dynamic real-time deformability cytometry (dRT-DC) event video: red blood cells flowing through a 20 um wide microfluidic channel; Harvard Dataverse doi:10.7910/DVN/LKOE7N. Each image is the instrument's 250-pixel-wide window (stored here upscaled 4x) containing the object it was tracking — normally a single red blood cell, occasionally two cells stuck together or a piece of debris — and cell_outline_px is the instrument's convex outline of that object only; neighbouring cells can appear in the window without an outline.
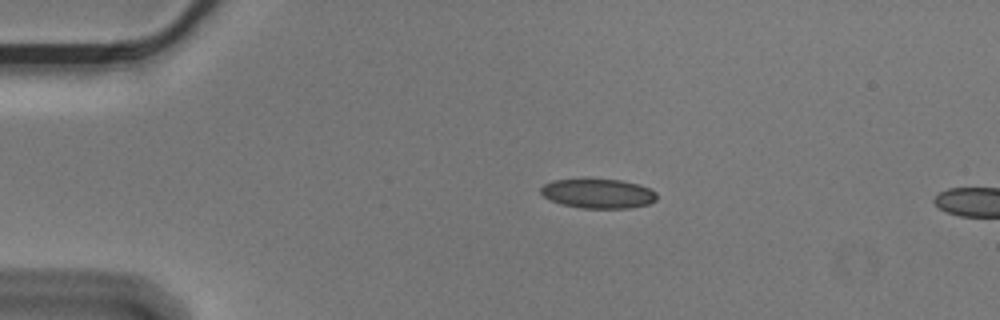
{"species": "Egyptian fruit bat (a non-hibernating species)", "species_latin": "Rousettus aegyptiacus", "temperature_condition": "cold", "stored_images_in_passage": 4, "camera_frame_rate_fps": 3000, "um_per_image_px": 0.085, "animal": {"sex": "male"}, "frame": {"image": 1, "passage_image": 1, "time_ms": 0.0, "image_size_px": [1000, 320], "cell_outline_px": [[656, 200], [648, 204], [628, 208], [580, 208], [564, 204], [552, 200], [544, 196], [540, 192], [540, 188], [544, 184], [552, 180], [584, 176], [620, 180], [640, 184], [656, 192]], "centroid_in_image_um": [50.8, 16.39], "position_along_channel_um": 34.2, "area_um2": 20.58}}